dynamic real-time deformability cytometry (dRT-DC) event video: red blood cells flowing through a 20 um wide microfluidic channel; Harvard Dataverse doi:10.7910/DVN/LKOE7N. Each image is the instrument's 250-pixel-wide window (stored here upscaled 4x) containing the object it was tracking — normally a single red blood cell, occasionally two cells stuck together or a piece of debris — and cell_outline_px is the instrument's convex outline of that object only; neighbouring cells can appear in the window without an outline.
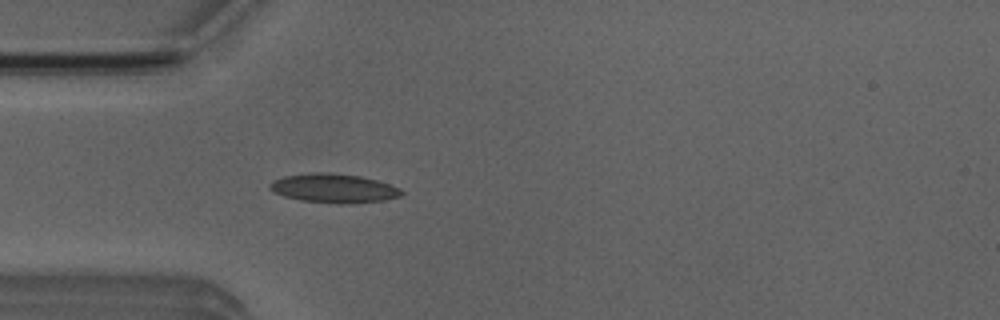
{"species": "Egyptian fruit bat (a non-hibernating species)", "species_latin": "Rousettus aegyptiacus", "temperature_condition": "room temperature", "stored_images_in_passage": 17, "camera_frame_rate_fps": 3000, "um_per_image_px": 0.085, "animal": {"sex": "male"}, "frame": {"image": 1, "passage_image": 14, "time_ms": 4.333, "image_size_px": [1000, 320], "cell_outline_px": [[404, 192], [400, 196], [384, 200], [348, 204], [340, 204], [300, 200], [284, 196], [272, 192], [268, 188], [268, 184], [272, 180], [284, 176], [312, 172], [328, 172], [360, 176], [376, 180], [400, 188]], "centroid_in_image_um": [28.32, 16.0], "position_along_channel_um": 56.7, "area_um2": 22.43}}